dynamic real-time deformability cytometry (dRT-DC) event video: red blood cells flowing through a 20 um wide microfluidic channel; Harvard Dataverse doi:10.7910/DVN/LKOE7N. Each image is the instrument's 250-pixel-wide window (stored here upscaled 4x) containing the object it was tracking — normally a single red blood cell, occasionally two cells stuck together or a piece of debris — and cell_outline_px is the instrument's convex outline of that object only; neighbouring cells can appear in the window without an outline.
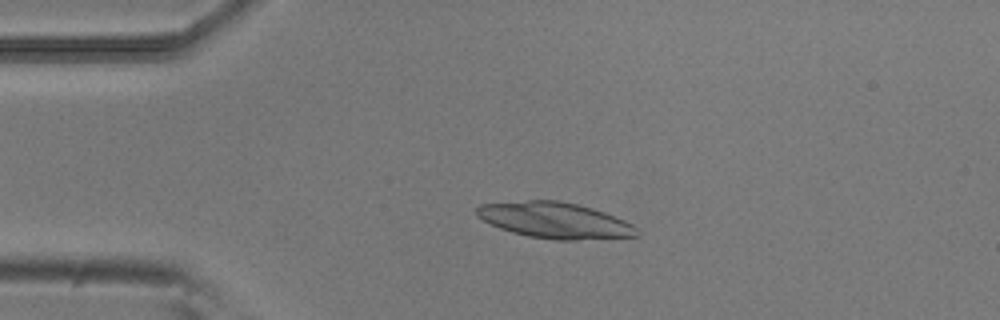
{"species": "common noctule bat (a hibernating species)", "species_latin": "Nyctalus noctula", "temperature_condition": "room temperature", "stored_images_in_passage": 51, "camera_frame_rate_fps": 3000, "um_per_image_px": 0.085, "animal": {"sex": "male", "body_mass_g": 20.5, "forearm_length_mm": 52.5}, "frame": {"image": 1, "passage_image": 10, "time_ms": 3.0, "image_size_px": [1000, 320], "cell_outline_px": [[640, 236], [576, 240], [556, 240], [528, 236], [512, 232], [500, 228], [476, 216], [476, 208], [480, 204], [528, 200], [560, 200], [592, 208], [616, 216], [632, 224], [640, 232]], "centroid_in_image_um": [47.19, 18.73], "position_along_channel_um": 37.8, "area_um2": 33.58}}